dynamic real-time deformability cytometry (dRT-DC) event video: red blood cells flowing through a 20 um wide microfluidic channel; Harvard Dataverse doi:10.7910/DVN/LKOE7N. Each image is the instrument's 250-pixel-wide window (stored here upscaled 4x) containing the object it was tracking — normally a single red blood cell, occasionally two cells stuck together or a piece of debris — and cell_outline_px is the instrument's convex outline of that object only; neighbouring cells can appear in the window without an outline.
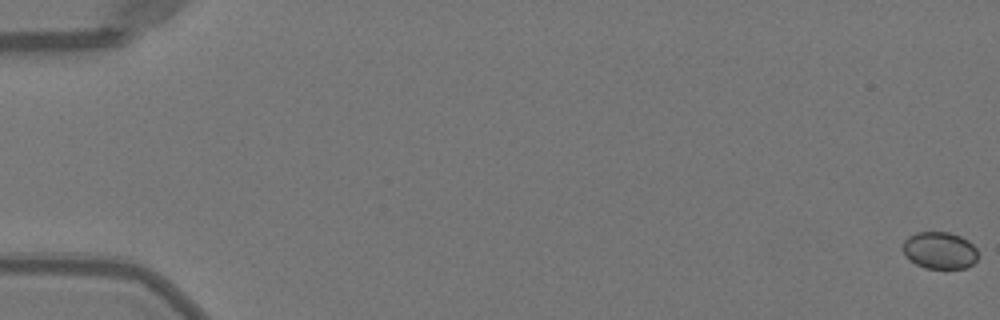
{"species": "Egyptian fruit bat (a non-hibernating species)", "species_latin": "Rousettus aegyptiacus", "temperature_condition": "warm", "stored_images_in_passage": 52, "camera_frame_rate_fps": 3000, "um_per_image_px": 0.085, "animal": {"sex": "female"}, "frame": {"image": 1, "passage_image": 1, "time_ms": 0.0, "image_size_px": [1000, 320], "cell_outline_px": [[976, 260], [972, 264], [964, 268], [924, 268], [916, 264], [904, 256], [904, 240], [908, 236], [916, 232], [948, 232], [960, 236], [968, 240], [976, 248]], "centroid_in_image_um": [79.85, 21.28], "position_along_channel_um": 5.2, "area_um2": 16.13}}
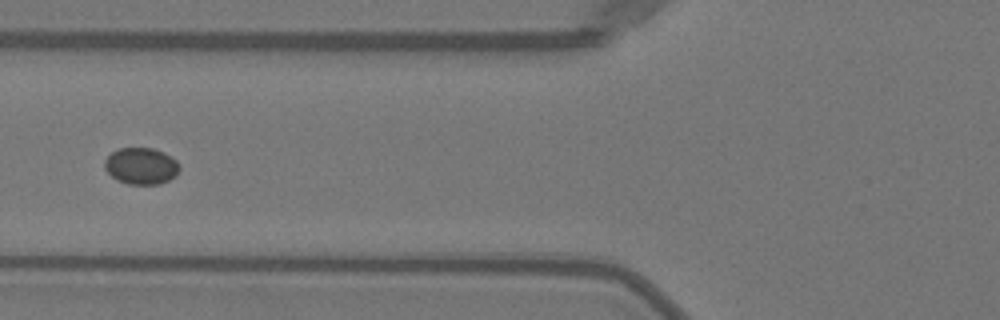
{"frame": {"image": 2, "passage_image": 22, "time_ms": 7.0, "image_size_px": [1000, 320], "cell_outline_px": [[180, 168], [176, 176], [160, 184], [128, 184], [116, 180], [104, 168], [104, 160], [116, 148], [152, 148], [164, 152], [172, 156], [176, 160]], "centroid_in_image_um": [12.0, 14.1], "position_along_channel_um": 113.8, "area_um2": 16.13}}
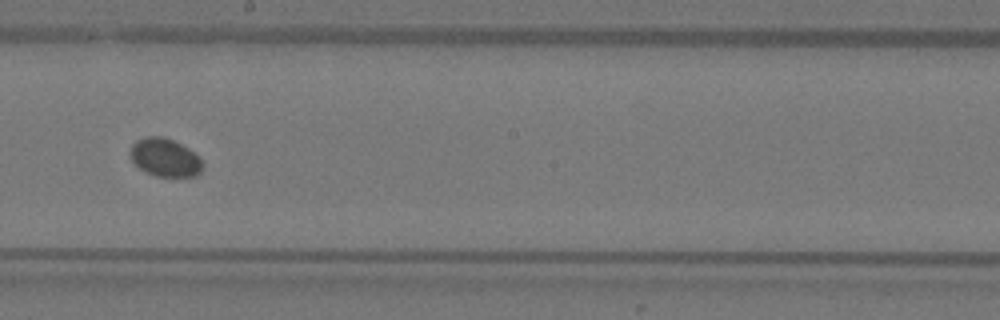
{"frame": {"image": 3, "passage_image": 31, "time_ms": 10.0, "image_size_px": [1000, 320], "cell_outline_px": [[204, 164], [200, 172], [196, 176], [156, 176], [140, 168], [132, 160], [132, 144], [136, 140], [144, 136], [164, 136], [188, 148], [200, 156]], "centroid_in_image_um": [14.07, 13.37], "position_along_channel_um": 234.1, "area_um2": 15.95}}